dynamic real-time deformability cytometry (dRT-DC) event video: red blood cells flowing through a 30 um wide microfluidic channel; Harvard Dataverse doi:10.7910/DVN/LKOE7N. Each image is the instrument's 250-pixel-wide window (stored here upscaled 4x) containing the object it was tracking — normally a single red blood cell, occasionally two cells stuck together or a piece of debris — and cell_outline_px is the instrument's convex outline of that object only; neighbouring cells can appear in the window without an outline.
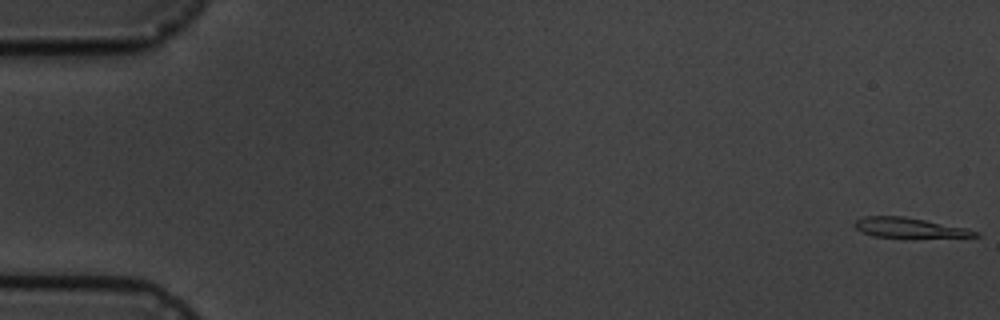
{"species": "common noctule bat (a hibernating species)", "species_latin": "Nyctalus noctula", "temperature_condition": "cold", "stored_images_in_passage": 6, "camera_frame_rate_fps": 3000, "um_per_image_px": 0.085, "animal": {"sex": "male", "body_mass_g": 19.5, "forearm_length_mm": 54.6}, "frame": {"image": 1, "passage_image": 1, "time_ms": 0.0, "image_size_px": [1000, 320], "cell_outline_px": [[980, 236], [872, 236], [860, 232], [852, 224], [856, 220], [864, 216], [904, 216], [968, 228], [980, 232]], "centroid_in_image_um": [77.23, 19.32], "position_along_channel_um": 7.8, "area_um2": 13.58}}
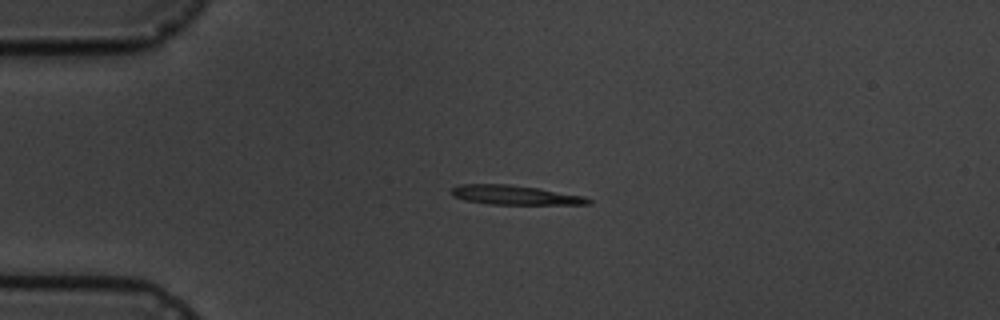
{"frame": {"image": 2, "passage_image": 4, "time_ms": 4.333, "image_size_px": [1000, 320], "cell_outline_px": [[592, 204], [488, 204], [464, 200], [452, 196], [452, 188], [460, 184], [508, 184], [536, 188], [584, 196], [592, 200]], "centroid_in_image_um": [43.74, 16.58], "position_along_channel_um": 41.3, "area_um2": 15.26}}
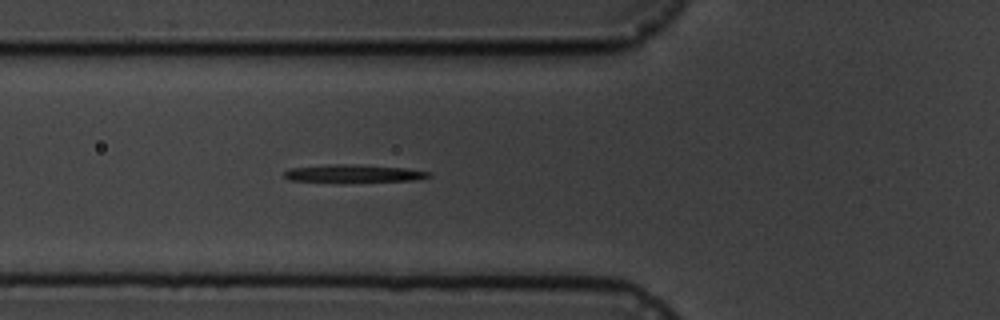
{"frame": {"image": 3, "passage_image": 6, "time_ms": 6.667, "image_size_px": [1000, 320], "cell_outline_px": [[432, 176], [416, 180], [288, 180], [284, 176], [284, 172], [288, 168], [336, 164], [352, 164], [404, 168], [432, 172]], "centroid_in_image_um": [30.08, 14.71], "position_along_channel_um": 95.7, "area_um2": 13.99}}